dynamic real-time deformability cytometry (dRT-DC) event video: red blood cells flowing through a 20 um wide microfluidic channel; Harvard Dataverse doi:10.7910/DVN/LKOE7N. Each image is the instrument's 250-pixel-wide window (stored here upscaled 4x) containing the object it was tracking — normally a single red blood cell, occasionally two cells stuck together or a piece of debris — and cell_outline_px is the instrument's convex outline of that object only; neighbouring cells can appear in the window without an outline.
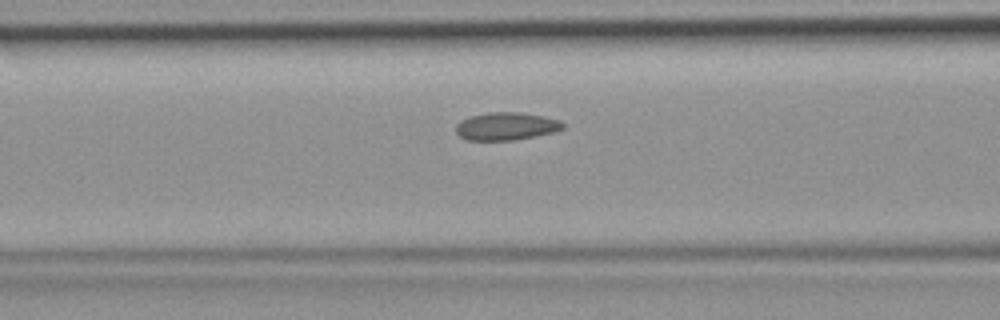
{"species": "common noctule bat (a hibernating species)", "species_latin": "Nyctalus noctula", "temperature_condition": "room temperature", "stored_images_in_passage": 46, "camera_frame_rate_fps": 3000, "um_per_image_px": 0.085, "animal": {"sex": "female", "body_mass_g": 19.9}, "frame": {"image": 1, "passage_image": 18, "time_ms": 5.667, "image_size_px": [1000, 320], "cell_outline_px": [[564, 128], [552, 132], [512, 140], [468, 140], [460, 136], [456, 132], [456, 124], [460, 120], [472, 116], [488, 112], [520, 112], [544, 116], [560, 120], [564, 124]], "centroid_in_image_um": [43.01, 10.72], "position_along_channel_um": 123.6, "area_um2": 17.17}}
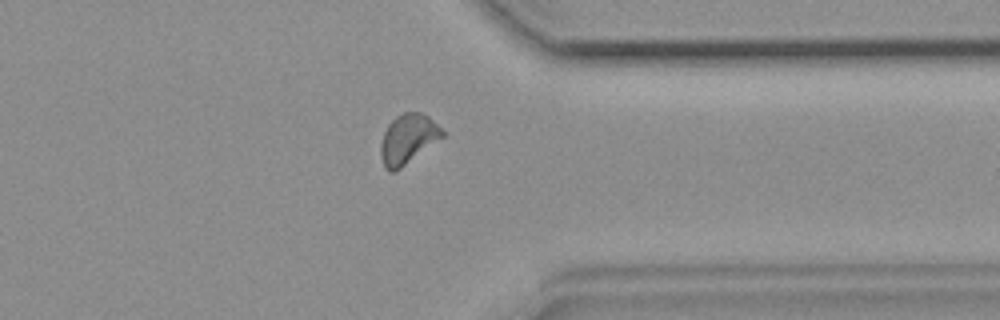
{"frame": {"image": 2, "passage_image": 36, "time_ms": 11.667, "image_size_px": [1000, 320], "cell_outline_px": [[444, 136], [400, 168], [392, 172], [388, 172], [384, 168], [380, 156], [380, 144], [384, 132], [388, 124], [396, 116], [404, 112], [420, 112], [428, 116], [444, 132]], "centroid_in_image_um": [34.63, 11.82], "position_along_channel_um": 376.8, "area_um2": 17.63}}
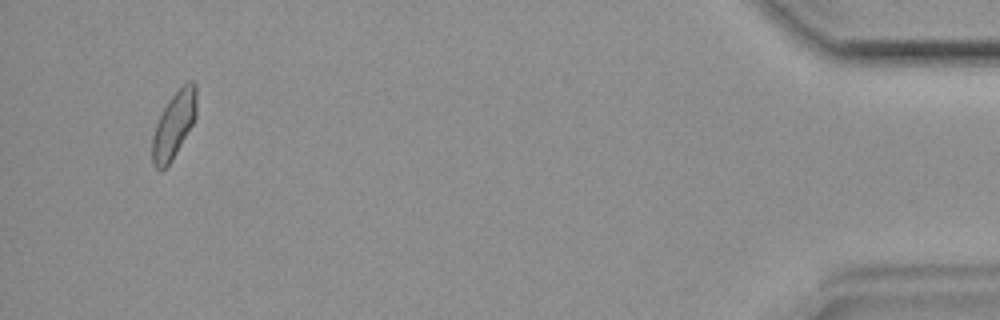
{"frame": {"image": 3, "passage_image": 44, "time_ms": 14.333, "image_size_px": [1000, 320], "cell_outline_px": [[196, 116], [192, 124], [172, 160], [160, 172], [156, 168], [152, 160], [152, 136], [156, 124], [168, 100], [184, 84], [192, 80], [196, 84]], "centroid_in_image_um": [14.77, 10.62], "position_along_channel_um": 420.4, "area_um2": 16.82}}